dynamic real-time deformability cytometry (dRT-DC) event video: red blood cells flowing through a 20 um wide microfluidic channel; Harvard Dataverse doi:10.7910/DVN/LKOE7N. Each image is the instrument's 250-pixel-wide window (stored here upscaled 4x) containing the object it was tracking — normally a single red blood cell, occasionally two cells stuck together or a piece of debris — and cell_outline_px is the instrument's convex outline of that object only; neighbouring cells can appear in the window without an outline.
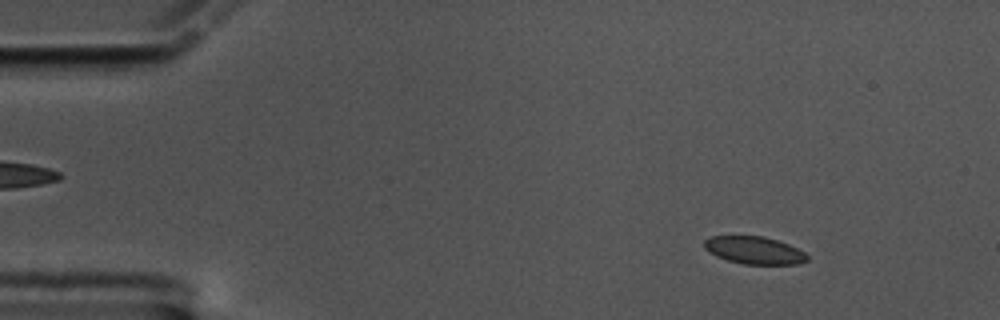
{"species": "common noctule bat (a hibernating species)", "species_latin": "Nyctalus noctula", "temperature_condition": "cold", "stored_images_in_passage": 59, "camera_frame_rate_fps": 3000, "um_per_image_px": 0.085, "animal": {"sex": "male", "body_mass_g": 17.5, "forearm_length_mm": 52.3}, "frame": {"image": 1, "passage_image": 7, "time_ms": 2.0, "image_size_px": [1000, 320], "cell_outline_px": [[808, 260], [796, 264], [744, 264], [728, 260], [716, 256], [708, 252], [704, 248], [704, 240], [708, 236], [764, 236], [788, 244], [804, 252], [808, 256]], "centroid_in_image_um": [64.08, 21.27], "position_along_channel_um": 20.9, "area_um2": 16.47}}
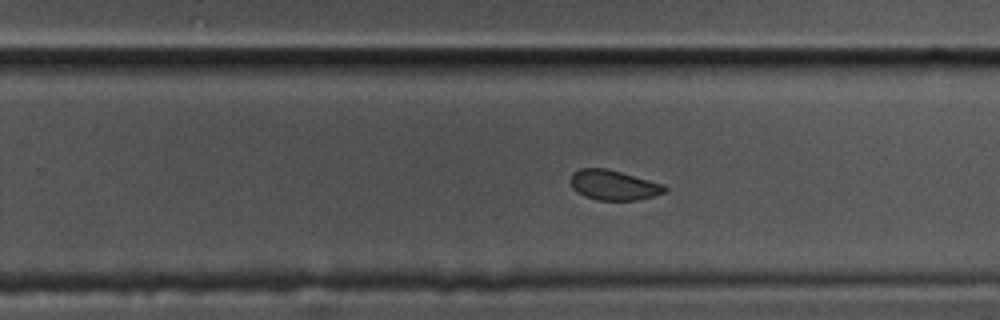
{"frame": {"image": 2, "passage_image": 37, "time_ms": 12.0, "image_size_px": [1000, 320], "cell_outline_px": [[668, 188], [664, 192], [652, 196], [636, 200], [596, 200], [584, 196], [576, 192], [572, 188], [568, 180], [572, 172], [580, 168], [608, 168], [664, 184]], "centroid_in_image_um": [52.1, 15.72], "position_along_channel_um": 277.7, "area_um2": 16.7}}
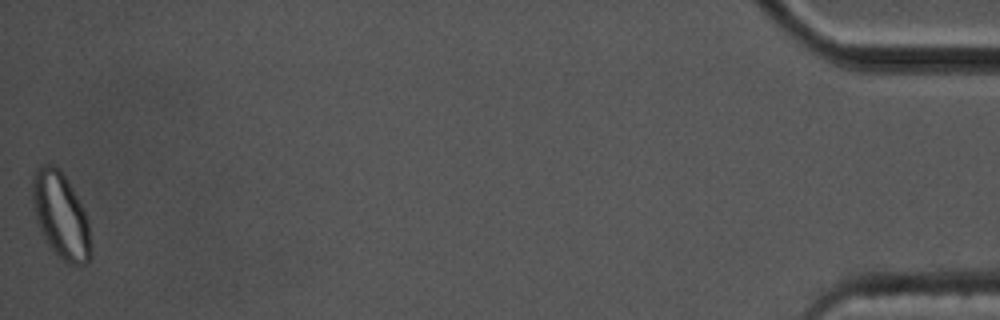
{"frame": {"image": 3, "passage_image": 59, "time_ms": 19.333, "image_size_px": [1000, 320], "cell_outline_px": [[92, 256], [84, 264], [72, 264], [64, 260], [48, 244], [36, 220], [32, 200], [32, 180], [36, 168], [40, 164], [52, 164], [64, 176], [72, 188], [88, 220], [92, 252]], "centroid_in_image_um": [5.16, 18.31], "position_along_channel_um": 430.0, "area_um2": 28.67}, "authors_computed_cell_mechanics": {"area_um2": 17.5134, "velocity_mm_per_s": 3.3831, "shape_relaxation_time_tau1_ms": null, "shape_relaxation_time_tau2_ms": 1.752, "deformation_change_tau1": null, "deformation_change_tau2": 0.0613}}